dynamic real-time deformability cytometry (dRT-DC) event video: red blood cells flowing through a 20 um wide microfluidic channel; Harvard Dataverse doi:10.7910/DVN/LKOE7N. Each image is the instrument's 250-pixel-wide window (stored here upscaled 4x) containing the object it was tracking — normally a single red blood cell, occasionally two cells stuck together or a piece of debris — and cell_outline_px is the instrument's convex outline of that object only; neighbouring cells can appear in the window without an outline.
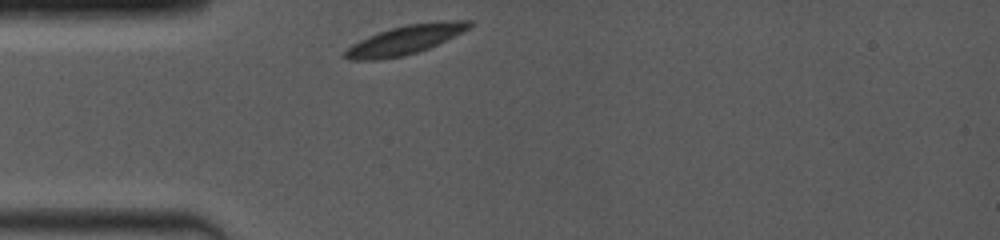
{"species": "common noctule bat (a hibernating species)", "species_latin": "Nyctalus noctula", "temperature_condition": "room temperature", "stored_images_in_passage": 33, "camera_frame_rate_fps": 4000, "um_per_image_px": 0.085, "animal": {"sex": "female", "body_mass_g": 19.0, "forearm_length_mm": 53.3}, "frame": {"image": 1, "passage_image": 1, "time_ms": 0.0, "image_size_px": [1000, 240], "cell_outline_px": [[476, 24], [464, 32], [428, 48], [404, 56], [376, 60], [348, 60], [344, 56], [344, 52], [352, 44], [368, 36], [392, 28], [408, 24], [444, 20], [472, 20]], "centroid_in_image_um": [34.5, 3.37], "position_along_channel_um": 50.5, "area_um2": 21.04}}
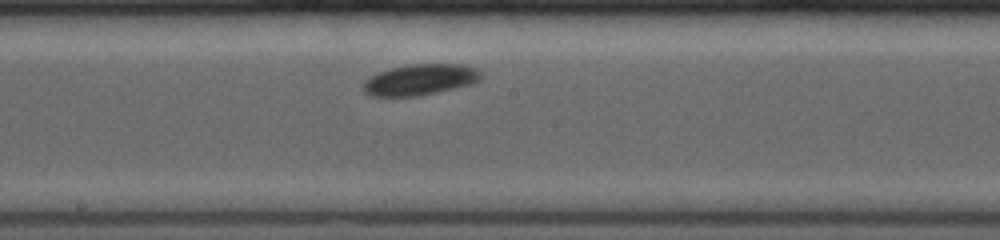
{"frame": {"image": 2, "passage_image": 14, "time_ms": 4.5, "image_size_px": [1000, 240], "cell_outline_px": [[484, 76], [480, 80], [472, 84], [456, 88], [420, 96], [372, 96], [364, 92], [364, 80], [376, 72], [408, 64], [464, 64], [476, 68]], "centroid_in_image_um": [35.74, 6.77], "position_along_channel_um": 212.5, "area_um2": 21.5}}
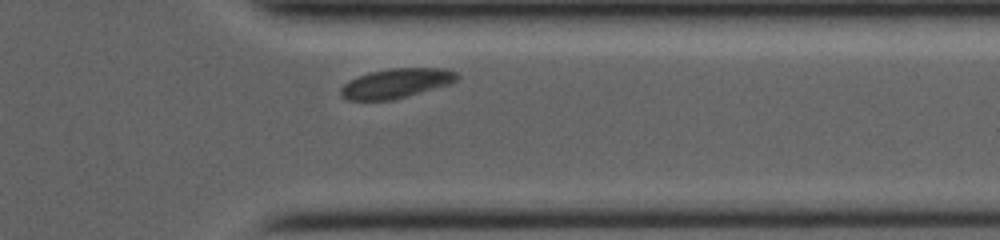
{"frame": {"image": 3, "passage_image": 28, "time_ms": 8.75, "image_size_px": [1000, 240], "cell_outline_px": [[460, 76], [456, 80], [448, 84], [408, 96], [392, 100], [348, 100], [340, 96], [340, 88], [348, 80], [368, 72], [392, 68], [444, 68], [456, 72]], "centroid_in_image_um": [33.64, 7.08], "position_along_channel_um": 377.8, "area_um2": 20.06}, "authors_computed_cell_mechanics": {"area_um2": 20.4612, "velocity_mm_per_s": 3.8674, "shape_relaxation_time_tau1_ms": 1.4044, "shape_relaxation_time_tau2_ms": null, "deformation_change_tau1": 0.0916, "deformation_change_tau2": null}}